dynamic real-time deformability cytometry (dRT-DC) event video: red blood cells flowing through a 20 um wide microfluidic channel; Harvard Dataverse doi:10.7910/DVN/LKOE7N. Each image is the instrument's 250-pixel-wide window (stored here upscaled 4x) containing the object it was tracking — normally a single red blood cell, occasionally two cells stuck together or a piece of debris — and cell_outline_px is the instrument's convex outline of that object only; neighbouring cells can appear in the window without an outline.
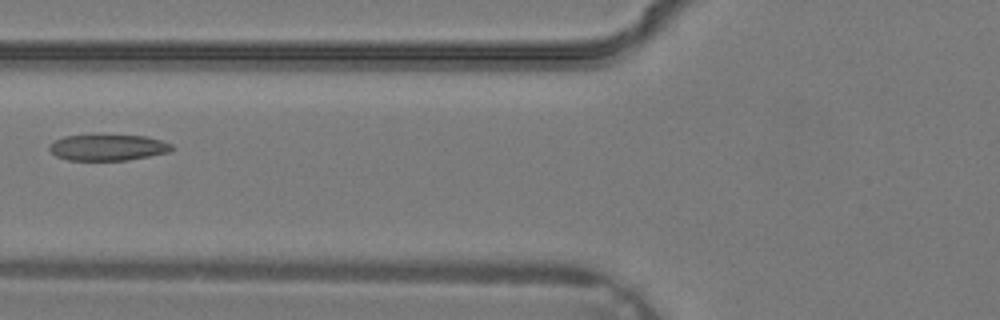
{"species": "common noctule bat (a hibernating species)", "species_latin": "Nyctalus noctula", "temperature_condition": "warm", "stored_images_in_passage": 4, "camera_frame_rate_fps": 3000, "um_per_image_px": 0.085, "animal": {"sex": "male", "body_mass_g": 19.2, "forearm_length_mm": 51.8}, "frame": {"image": 1, "passage_image": 4, "time_ms": 1.0, "image_size_px": [1000, 320], "cell_outline_px": [[176, 148], [168, 152], [128, 160], [68, 160], [56, 156], [48, 148], [48, 144], [64, 136], [144, 136], [160, 140], [172, 144]], "centroid_in_image_um": [9.17, 12.55], "position_along_channel_um": 116.6, "area_um2": 18.32}}